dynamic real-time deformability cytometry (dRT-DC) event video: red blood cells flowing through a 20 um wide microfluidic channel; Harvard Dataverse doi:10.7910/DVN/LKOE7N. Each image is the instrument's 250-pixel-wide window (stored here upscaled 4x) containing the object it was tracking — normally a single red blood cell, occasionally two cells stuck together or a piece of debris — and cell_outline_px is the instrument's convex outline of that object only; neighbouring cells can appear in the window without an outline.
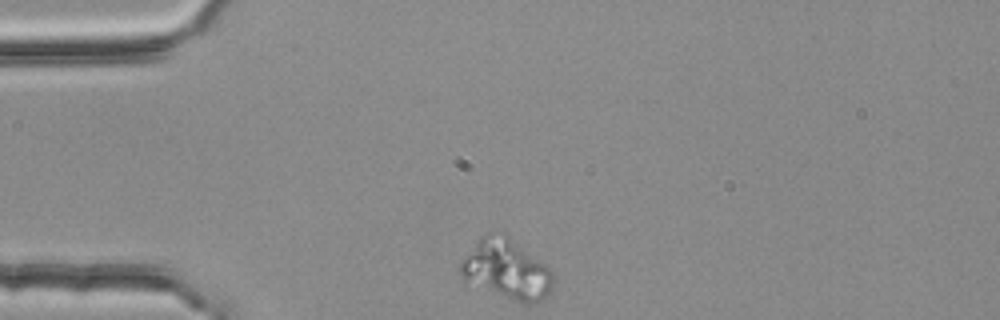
{"species": "common noctule bat (a hibernating species)", "species_latin": "Nyctalus noctula", "temperature_condition": "room temperature", "stored_images_in_passage": 40, "camera_frame_rate_fps": 3000, "um_per_image_px": 0.085, "animal": {"sex": "female", "body_mass_g": 25.1}, "frame": {"image": 1, "passage_image": 1, "time_ms": 0.0, "image_size_px": [1000, 320], "cell_outline_px": [[556, 280], [552, 292], [548, 296], [532, 304], [524, 304], [464, 288], [460, 272], [460, 264], [476, 244], [488, 232], [504, 232], [544, 264], [556, 276]], "centroid_in_image_um": [43.02, 23.01], "position_along_channel_um": 42.0, "area_um2": 33.52}}
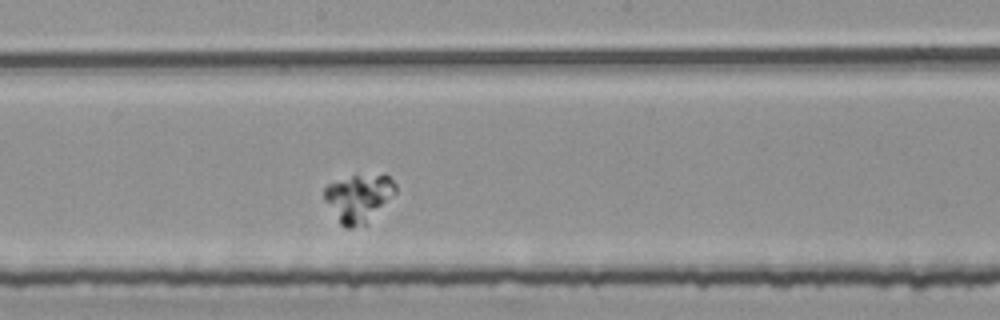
{"frame": {"image": 2, "passage_image": 18, "time_ms": 5.667, "image_size_px": [1000, 320], "cell_outline_px": [[396, 192], [364, 224], [352, 228], [344, 228], [340, 224], [324, 200], [324, 188], [328, 184], [352, 176], [384, 172], [396, 184]], "centroid_in_image_um": [30.47, 16.79], "position_along_channel_um": 217.7, "area_um2": 19.65}}
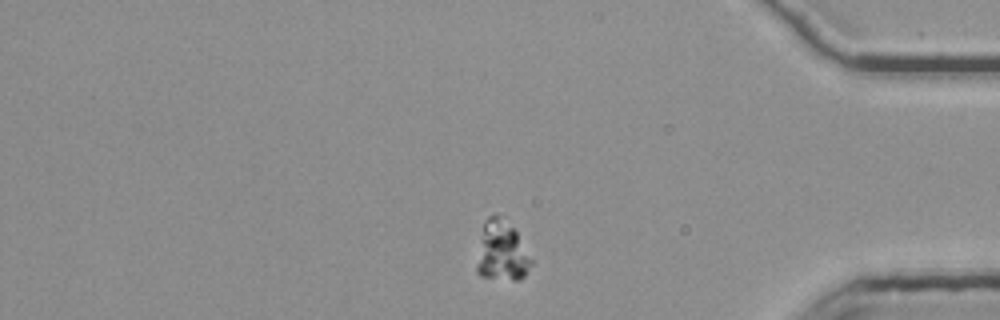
{"frame": {"image": 3, "passage_image": 35, "time_ms": 11.333, "image_size_px": [1000, 320], "cell_outline_px": [[532, 264], [524, 276], [520, 280], [512, 280], [480, 276], [476, 272], [476, 264], [484, 224], [488, 216], [496, 216], [512, 228], [516, 232], [532, 260]], "centroid_in_image_um": [42.65, 21.44], "position_along_channel_um": 392.6, "area_um2": 18.32}}